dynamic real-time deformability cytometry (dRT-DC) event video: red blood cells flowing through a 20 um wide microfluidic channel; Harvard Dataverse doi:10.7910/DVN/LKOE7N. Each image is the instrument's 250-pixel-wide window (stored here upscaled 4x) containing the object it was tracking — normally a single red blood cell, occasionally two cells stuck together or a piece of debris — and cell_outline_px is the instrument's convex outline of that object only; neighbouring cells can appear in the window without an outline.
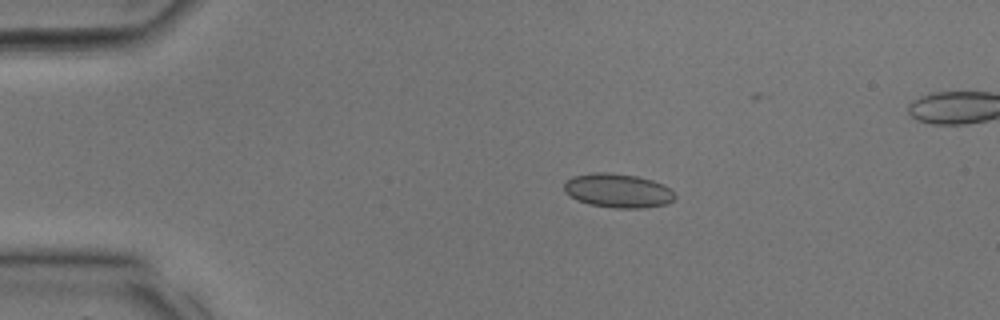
{"species": "common noctule bat (a hibernating species)", "species_latin": "Nyctalus noctula", "temperature_condition": "room temperature", "stored_images_in_passage": 31, "camera_frame_rate_fps": 3000, "um_per_image_px": 0.085, "animal": {"sex": "male", "body_mass_g": 17.9, "forearm_length_mm": 54.2}, "frame": {"image": 1, "passage_image": 6, "time_ms": 1.667, "image_size_px": [1000, 320], "cell_outline_px": [[676, 200], [668, 204], [644, 208], [616, 208], [588, 204], [576, 200], [564, 192], [564, 184], [572, 176], [596, 172], [608, 172], [636, 176], [652, 180], [664, 184], [672, 188], [676, 196]], "centroid_in_image_um": [52.57, 16.21], "position_along_channel_um": 32.4, "area_um2": 22.31}}
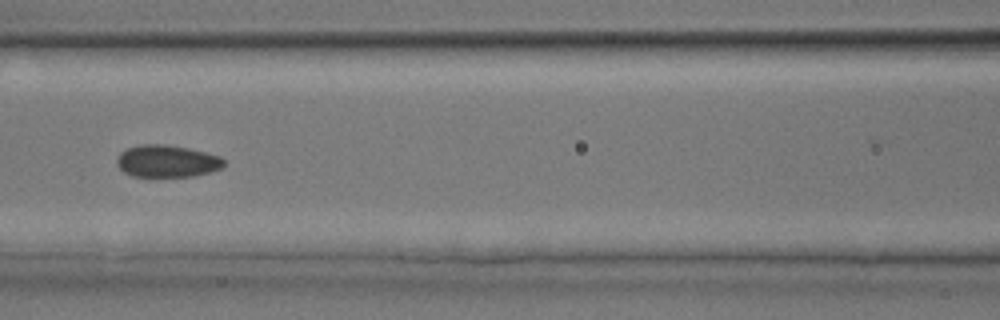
{"frame": {"image": 2, "passage_image": 14, "time_ms": 4.333, "image_size_px": [1000, 320], "cell_outline_px": [[224, 164], [220, 168], [208, 172], [192, 176], [132, 176], [124, 172], [116, 164], [116, 160], [120, 152], [128, 148], [140, 144], [164, 144], [188, 148], [220, 156], [224, 160]], "centroid_in_image_um": [14.16, 13.69], "position_along_channel_um": 152.4, "area_um2": 19.88}}
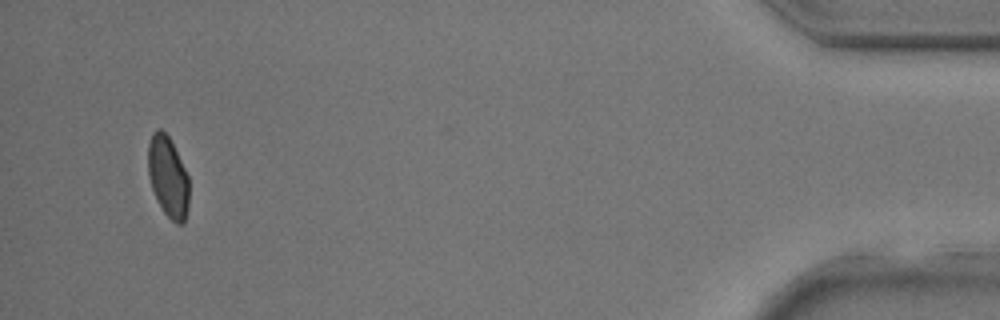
{"frame": {"image": 3, "passage_image": 30, "time_ms": 9.667, "image_size_px": [1000, 320], "cell_outline_px": [[188, 208], [184, 224], [176, 224], [164, 212], [152, 188], [148, 172], [148, 144], [152, 132], [156, 128], [160, 128], [168, 136], [188, 176]], "centroid_in_image_um": [14.27, 15.03], "position_along_channel_um": 420.9, "area_um2": 19.02}}